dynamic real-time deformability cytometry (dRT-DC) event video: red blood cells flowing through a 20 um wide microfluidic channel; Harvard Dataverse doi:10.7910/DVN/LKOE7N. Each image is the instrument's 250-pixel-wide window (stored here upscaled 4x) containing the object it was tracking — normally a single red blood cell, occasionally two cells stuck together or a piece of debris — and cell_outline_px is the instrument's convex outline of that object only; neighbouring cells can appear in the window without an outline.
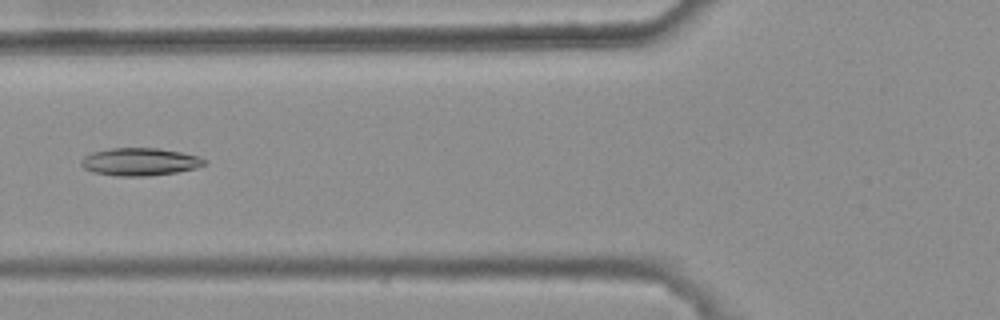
{"species": "common noctule bat (a hibernating species)", "species_latin": "Nyctalus noctula", "temperature_condition": "warm", "stored_images_in_passage": 6, "camera_frame_rate_fps": 3000, "um_per_image_px": 0.085, "animal": {"sex": "female", "body_mass_g": 25.1}, "frame": {"image": 1, "passage_image": 6, "time_ms": 1.667, "image_size_px": [1000, 320], "cell_outline_px": [[208, 164], [196, 168], [176, 172], [148, 176], [116, 176], [92, 172], [84, 168], [80, 164], [80, 160], [84, 156], [92, 152], [112, 148], [156, 148], [180, 152], [196, 156], [208, 160]], "centroid_in_image_um": [11.88, 13.76], "position_along_channel_um": 113.9, "area_um2": 19.94}}